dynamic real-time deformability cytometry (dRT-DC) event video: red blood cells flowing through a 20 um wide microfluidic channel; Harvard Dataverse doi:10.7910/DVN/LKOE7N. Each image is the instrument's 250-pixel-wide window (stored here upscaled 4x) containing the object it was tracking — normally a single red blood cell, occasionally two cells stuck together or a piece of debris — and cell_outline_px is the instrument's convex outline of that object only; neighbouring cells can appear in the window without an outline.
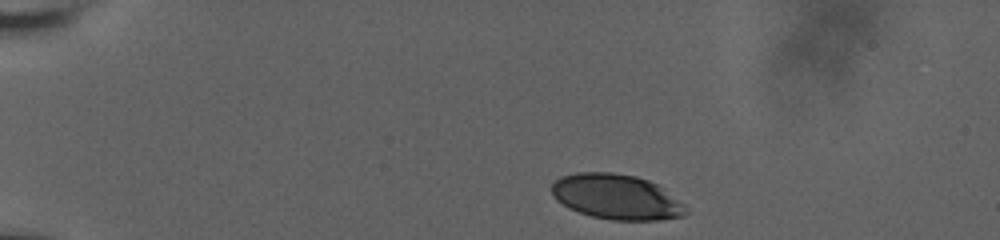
{"species": "human", "species_latin": "Homo sapiens", "temperature_condition": "room temperature", "stored_images_in_passage": 56, "camera_frame_rate_fps": 3000, "um_per_image_px": 0.085, "donor": {"sex": "male"}, "frame": {"image": 1, "passage_image": 1, "time_ms": 0.0, "image_size_px": [1000, 240], "cell_outline_px": [[688, 212], [684, 216], [660, 220], [612, 220], [592, 216], [568, 208], [556, 200], [552, 192], [552, 184], [560, 176], [576, 172], [612, 172], [636, 176], [648, 180], [656, 184], [684, 204]], "centroid_in_image_um": [52.38, 16.73], "position_along_channel_um": 32.6, "area_um2": 35.26}}
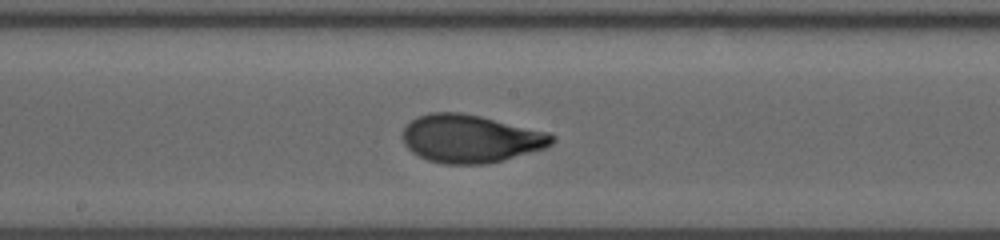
{"frame": {"image": 2, "passage_image": 40, "time_ms": 7.0, "image_size_px": [1000, 240], "cell_outline_px": [[556, 140], [552, 144], [544, 148], [504, 160], [488, 164], [444, 164], [428, 160], [412, 152], [404, 144], [404, 128], [416, 116], [432, 112], [460, 112], [480, 116], [548, 132], [556, 136]], "centroid_in_image_um": [40.01, 11.79], "position_along_channel_um": 208.2, "area_um2": 41.67}}
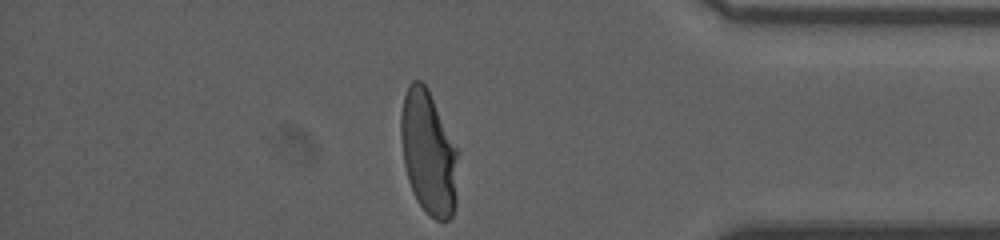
{"frame": {"image": 3, "passage_image": 56, "time_ms": 12.667, "image_size_px": [1000, 240], "cell_outline_px": [[460, 148], [456, 204], [452, 216], [448, 220], [436, 220], [428, 216], [424, 212], [416, 200], [412, 192], [408, 180], [404, 164], [400, 140], [400, 116], [404, 96], [408, 84], [412, 80], [420, 80], [428, 88]], "centroid_in_image_um": [36.46, 12.98], "position_along_channel_um": 398.7, "area_um2": 42.83}, "authors_computed_cell_mechanics": {"area_um2": 40.8357, "velocity_mm_per_s": 3.7504, "shape_relaxation_time_tau1_ms": 5.0696, "shape_relaxation_time_tau2_ms": null, "deformation_change_tau1": 0.2142, "deformation_change_tau2": null}}